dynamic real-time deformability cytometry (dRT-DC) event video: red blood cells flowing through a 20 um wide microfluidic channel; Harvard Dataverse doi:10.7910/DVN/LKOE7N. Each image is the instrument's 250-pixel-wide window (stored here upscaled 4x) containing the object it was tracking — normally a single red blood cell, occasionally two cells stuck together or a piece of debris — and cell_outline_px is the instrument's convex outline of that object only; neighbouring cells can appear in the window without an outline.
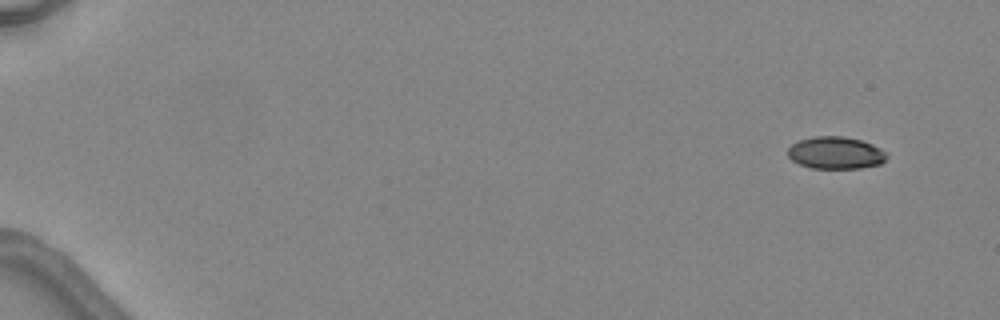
{"species": "common noctule bat (a hibernating species)", "species_latin": "Nyctalus noctula", "temperature_condition": "warm", "stored_images_in_passage": 4, "camera_frame_rate_fps": 3000, "um_per_image_px": 0.085, "animal": {"sex": "female", "body_mass_g": 24.6, "forearm_length_mm": 56.2}, "frame": {"image": 1, "passage_image": 1, "time_ms": 0.0, "image_size_px": [1000, 320], "cell_outline_px": [[888, 156], [880, 164], [860, 168], [812, 168], [800, 164], [792, 160], [788, 156], [788, 148], [792, 144], [800, 140], [812, 136], [844, 136], [860, 140], [872, 144], [888, 152]], "centroid_in_image_um": [71.04, 12.98], "position_along_channel_um": 14.0, "area_um2": 18.61}}
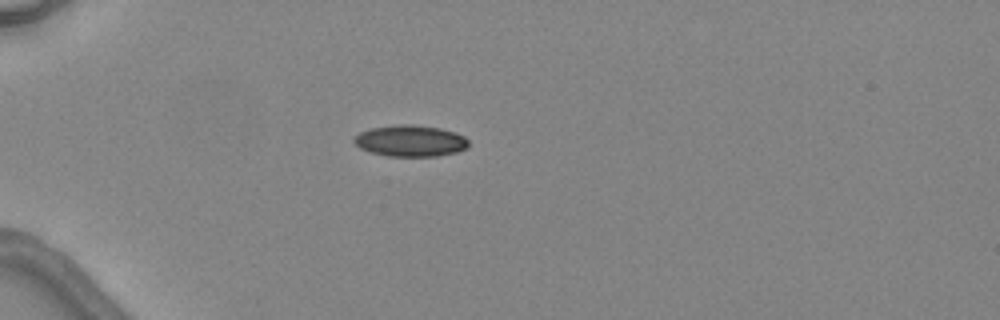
{"frame": {"image": 2, "passage_image": 4, "time_ms": 4.0, "image_size_px": [1000, 320], "cell_outline_px": [[468, 148], [456, 152], [436, 156], [388, 156], [372, 152], [360, 148], [352, 140], [360, 132], [368, 128], [400, 124], [412, 124], [440, 128], [456, 132], [464, 136], [468, 140]], "centroid_in_image_um": [34.89, 11.96], "position_along_channel_um": 50.1, "area_um2": 20.98}}